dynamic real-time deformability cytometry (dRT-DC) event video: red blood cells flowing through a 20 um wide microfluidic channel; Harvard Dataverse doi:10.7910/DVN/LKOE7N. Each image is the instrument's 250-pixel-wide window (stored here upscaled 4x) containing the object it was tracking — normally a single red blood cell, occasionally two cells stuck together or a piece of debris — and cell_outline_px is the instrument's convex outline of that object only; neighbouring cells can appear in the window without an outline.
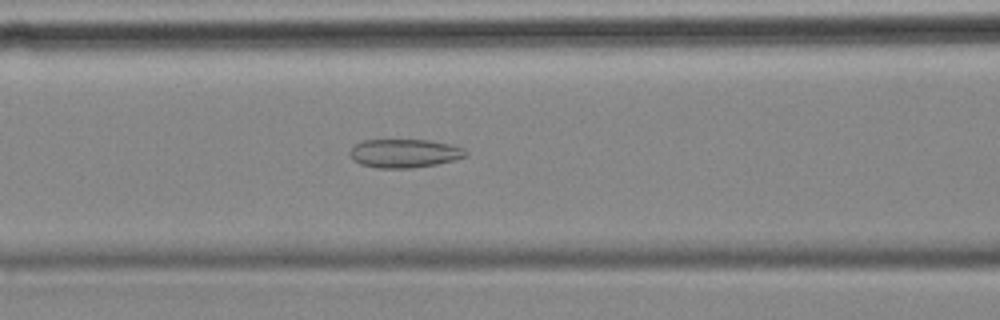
{"species": "common noctule bat (a hibernating species)", "species_latin": "Nyctalus noctula", "temperature_condition": "cold", "stored_images_in_passage": 55, "camera_frame_rate_fps": 3000, "um_per_image_px": 0.085, "animal": {"sex": "female", "body_mass_g": 18.4}, "frame": {"image": 1, "passage_image": 22, "time_ms": 7.0, "image_size_px": [1000, 320], "cell_outline_px": [[468, 156], [456, 160], [436, 164], [412, 168], [376, 168], [360, 164], [352, 160], [348, 152], [356, 144], [364, 140], [428, 140], [448, 144], [464, 148], [468, 152]], "centroid_in_image_um": [34.38, 13.04], "position_along_channel_um": 132.2, "area_um2": 19.42}}
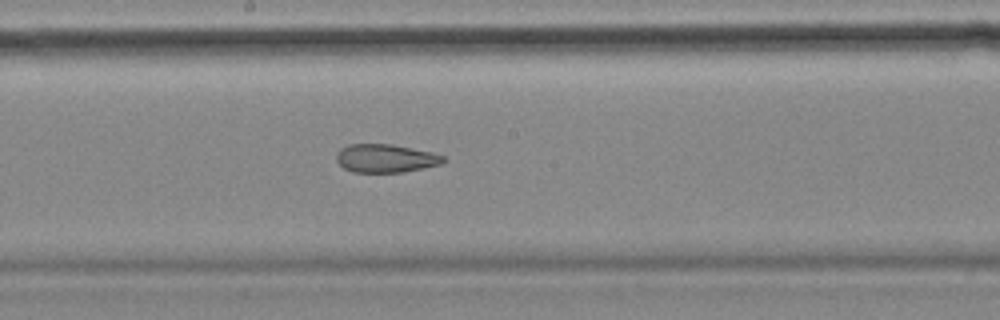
{"frame": {"image": 2, "passage_image": 29, "time_ms": 9.333, "image_size_px": [1000, 320], "cell_outline_px": [[448, 160], [440, 164], [424, 168], [404, 172], [352, 172], [344, 168], [336, 160], [336, 152], [340, 148], [348, 144], [392, 144], [432, 152], [444, 156]], "centroid_in_image_um": [32.78, 13.45], "position_along_channel_um": 215.4, "area_um2": 17.8}}
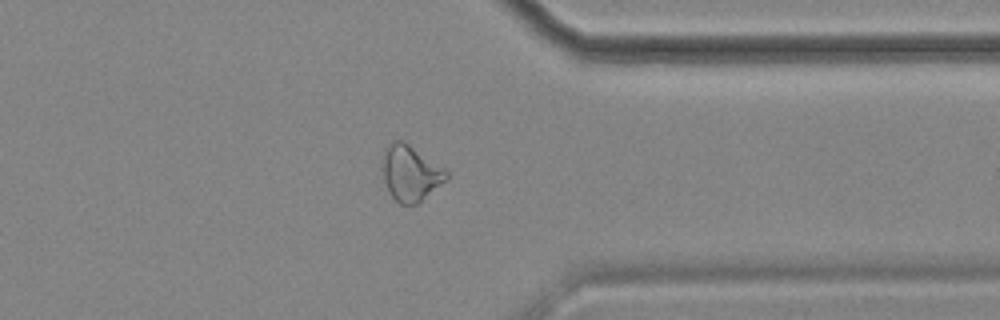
{"frame": {"image": 3, "passage_image": 43, "time_ms": 14.0, "image_size_px": [1000, 320], "cell_outline_px": [[448, 180], [416, 204], [400, 204], [388, 192], [384, 180], [384, 148], [392, 140], [404, 140], [444, 168], [448, 172]], "centroid_in_image_um": [34.91, 14.7], "position_along_channel_um": 376.5, "area_um2": 20.63}, "authors_computed_cell_mechanics": {"area_um2": 22.5998, "velocity_mm_per_s": 3.5741, "shape_relaxation_time_tau1_ms": null, "shape_relaxation_time_tau2_ms": 3.8087, "deformation_change_tau1": null, "deformation_change_tau2": 0.1211}}